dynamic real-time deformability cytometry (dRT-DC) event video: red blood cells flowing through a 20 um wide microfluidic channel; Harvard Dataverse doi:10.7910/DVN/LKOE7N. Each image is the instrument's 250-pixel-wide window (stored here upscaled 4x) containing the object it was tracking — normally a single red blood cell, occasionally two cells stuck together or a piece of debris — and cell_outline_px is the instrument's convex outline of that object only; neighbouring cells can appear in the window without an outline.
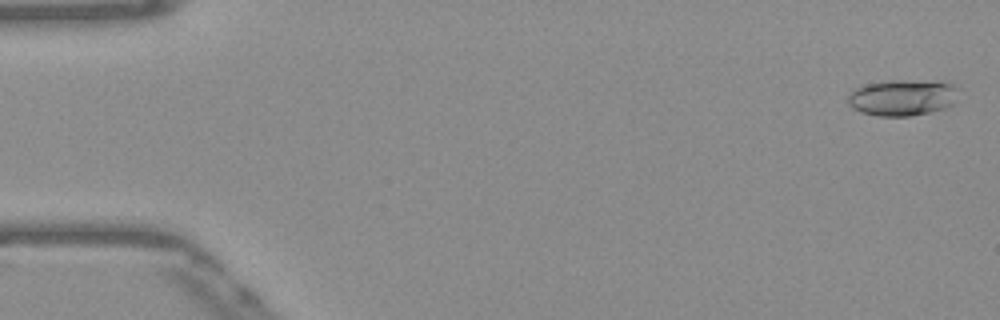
{"species": "Egyptian fruit bat (a non-hibernating species)", "species_latin": "Rousettus aegyptiacus", "temperature_condition": "warm", "stored_images_in_passage": 53, "camera_frame_rate_fps": 3000, "um_per_image_px": 0.085, "frame": {"image": 1, "passage_image": 2, "time_ms": 0.333, "image_size_px": [1000, 320], "cell_outline_px": [[960, 88], [956, 104], [944, 108], [912, 116], [876, 116], [860, 112], [852, 108], [848, 104], [848, 96], [852, 88], [860, 84], [888, 80], [944, 80]], "centroid_in_image_um": [76.73, 8.26], "position_along_channel_um": 8.3, "area_um2": 24.33}}
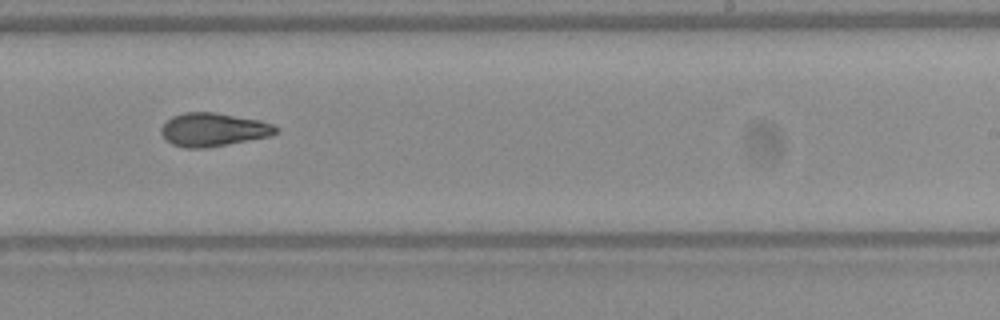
{"frame": {"image": 2, "passage_image": 33, "time_ms": 10.667, "image_size_px": [1000, 320], "cell_outline_px": [[276, 132], [268, 136], [228, 144], [204, 148], [184, 148], [172, 144], [160, 132], [160, 128], [172, 116], [184, 112], [216, 112], [260, 120], [272, 124], [276, 128]], "centroid_in_image_um": [18.09, 11.01], "position_along_channel_um": 270.9, "area_um2": 22.08}}
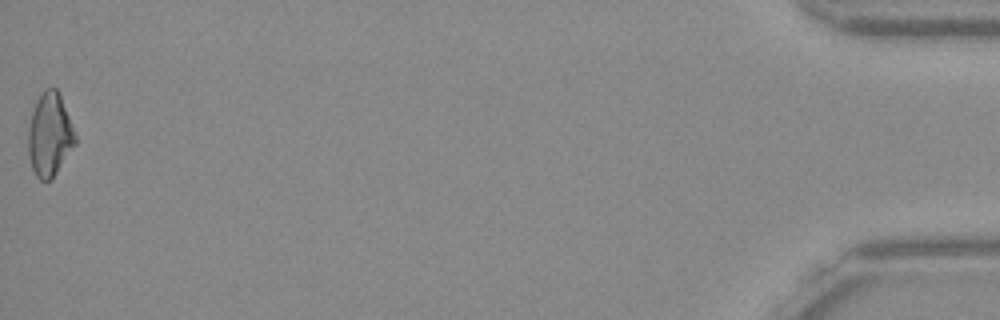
{"frame": {"image": 3, "passage_image": 53, "time_ms": 17.333, "image_size_px": [1000, 320], "cell_outline_px": [[76, 144], [56, 172], [48, 180], [40, 180], [36, 176], [32, 168], [28, 152], [28, 128], [32, 112], [36, 100], [44, 88], [56, 88], [60, 92], [76, 136]], "centroid_in_image_um": [4.22, 11.41], "position_along_channel_um": 431.0, "area_um2": 22.77}, "authors_computed_cell_mechanics": {"area_um2": 22.0796, "velocity_mm_per_s": 3.8888, "shape_relaxation_time_tau1_ms": null, "shape_relaxation_time_tau2_ms": 7.8519, "deformation_change_tau1": null, "deformation_change_tau2": 0.1467}}